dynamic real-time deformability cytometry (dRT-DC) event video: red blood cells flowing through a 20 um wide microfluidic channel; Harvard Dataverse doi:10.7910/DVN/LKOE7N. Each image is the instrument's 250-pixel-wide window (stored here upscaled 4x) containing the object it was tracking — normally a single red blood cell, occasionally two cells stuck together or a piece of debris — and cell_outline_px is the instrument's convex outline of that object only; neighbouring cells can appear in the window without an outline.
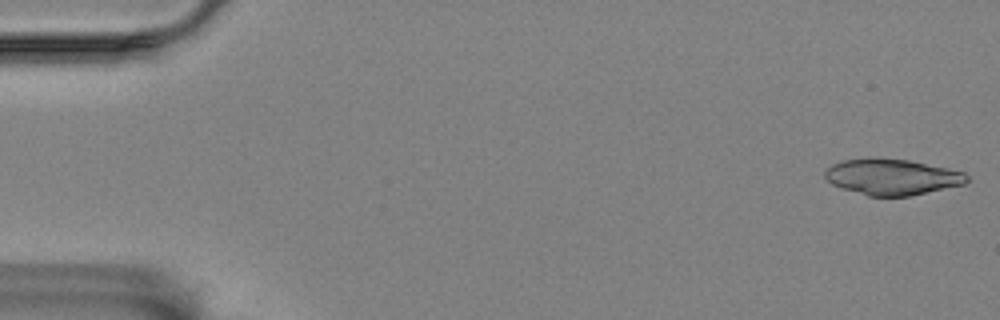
{"species": "Egyptian fruit bat (a non-hibernating species)", "species_latin": "Rousettus aegyptiacus", "temperature_condition": "room temperature", "stored_images_in_passage": 18, "camera_frame_rate_fps": 3000, "um_per_image_px": 0.085, "animal": {"sex": "female"}, "frame": {"image": 1, "passage_image": 1, "time_ms": 0.0, "image_size_px": [1000, 320], "cell_outline_px": [[968, 180], [964, 184], [912, 196], [868, 196], [832, 184], [824, 180], [824, 172], [832, 164], [844, 160], [868, 156], [876, 156], [908, 160], [948, 168], [964, 172], [968, 176]], "centroid_in_image_um": [75.79, 15.02], "position_along_channel_um": 9.2, "area_um2": 30.11}}
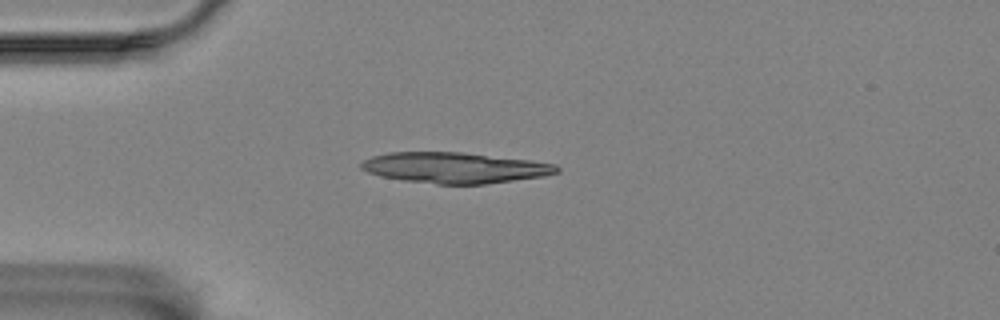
{"frame": {"image": 2, "passage_image": 14, "time_ms": 4.333, "image_size_px": [1000, 320], "cell_outline_px": [[560, 172], [544, 176], [484, 184], [436, 184], [404, 180], [380, 176], [368, 172], [360, 168], [360, 164], [364, 160], [372, 156], [388, 152], [464, 152], [528, 160], [556, 164], [560, 168]], "centroid_in_image_um": [38.65, 14.25], "position_along_channel_um": 46.4, "area_um2": 35.03}}